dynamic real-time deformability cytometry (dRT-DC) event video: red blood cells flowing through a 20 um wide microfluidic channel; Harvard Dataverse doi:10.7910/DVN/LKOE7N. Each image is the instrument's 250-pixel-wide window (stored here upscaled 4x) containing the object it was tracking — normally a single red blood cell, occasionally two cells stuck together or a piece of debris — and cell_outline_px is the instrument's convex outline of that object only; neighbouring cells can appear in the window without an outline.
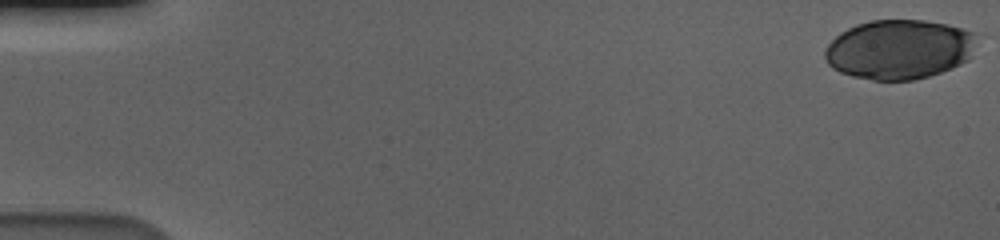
{"species": "human", "species_latin": "Homo sapiens", "temperature_condition": "cold", "stored_images_in_passage": 58, "camera_frame_rate_fps": 3000, "um_per_image_px": 0.085, "donor": {"sex": "male"}, "frame": {"image": 1, "passage_image": 1, "time_ms": 0.0, "image_size_px": [1000, 240], "cell_outline_px": [[972, 32], [968, 60], [952, 68], [928, 76], [912, 80], [872, 80], [852, 76], [840, 72], [832, 68], [828, 64], [824, 56], [824, 48], [840, 32], [856, 24], [872, 20], [924, 20], [948, 24]], "centroid_in_image_um": [76.33, 4.2], "position_along_channel_um": 8.7, "area_um2": 52.14}}
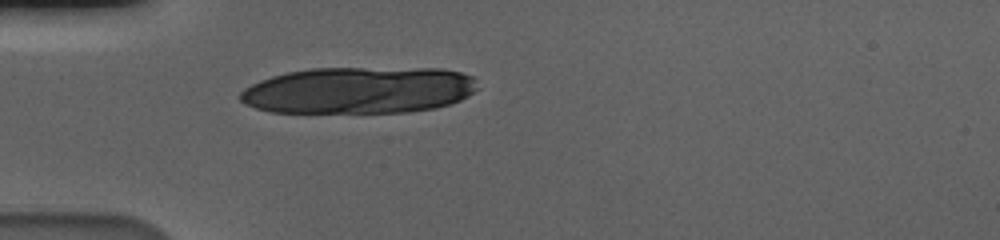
{"frame": {"image": 2, "passage_image": 18, "time_ms": 5.667, "image_size_px": [1000, 240], "cell_outline_px": [[480, 88], [468, 96], [452, 104], [436, 108], [408, 112], [272, 112], [256, 108], [244, 104], [236, 96], [244, 88], [260, 80], [272, 76], [288, 72], [312, 68], [440, 68], [460, 72], [472, 76]], "centroid_in_image_um": [30.52, 7.67], "position_along_channel_um": 54.5, "area_um2": 65.14}}